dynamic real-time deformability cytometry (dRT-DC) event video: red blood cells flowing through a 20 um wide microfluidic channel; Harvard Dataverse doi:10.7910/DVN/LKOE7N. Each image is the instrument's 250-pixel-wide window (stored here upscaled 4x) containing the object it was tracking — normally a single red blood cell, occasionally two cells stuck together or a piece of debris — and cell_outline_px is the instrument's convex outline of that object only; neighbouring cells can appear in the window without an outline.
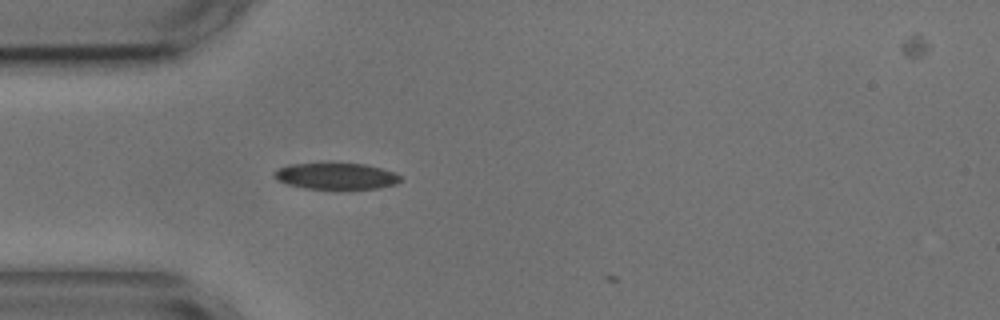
{"species": "common noctule bat (a hibernating species)", "species_latin": "Nyctalus noctula", "temperature_condition": "cold", "stored_images_in_passage": 3, "camera_frame_rate_fps": 3000, "um_per_image_px": 0.085, "animal": {"sex": "male", "body_mass_g": 17.9, "forearm_length_mm": 54.2}, "frame": {"image": 1, "passage_image": 2, "time_ms": 0.333, "image_size_px": [1000, 320], "cell_outline_px": [[400, 180], [396, 184], [376, 188], [304, 188], [288, 184], [276, 180], [272, 176], [272, 172], [288, 164], [364, 164], [396, 172], [400, 176]], "centroid_in_image_um": [28.53, 14.97], "position_along_channel_um": 56.5, "area_um2": 19.02}}